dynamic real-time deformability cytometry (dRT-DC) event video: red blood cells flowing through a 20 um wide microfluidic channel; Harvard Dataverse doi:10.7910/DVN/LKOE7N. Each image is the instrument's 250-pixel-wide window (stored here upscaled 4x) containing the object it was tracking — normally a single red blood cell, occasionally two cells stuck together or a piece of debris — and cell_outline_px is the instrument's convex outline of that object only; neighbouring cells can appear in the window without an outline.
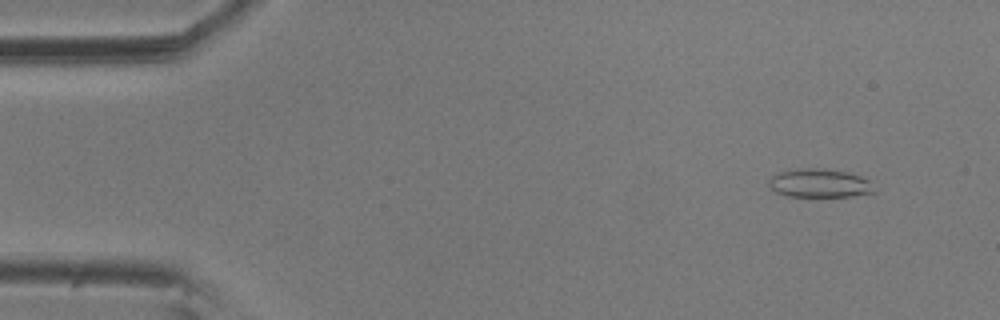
{"species": "common noctule bat (a hibernating species)", "species_latin": "Nyctalus noctula", "temperature_condition": "room temperature", "stored_images_in_passage": 4, "camera_frame_rate_fps": 3000, "um_per_image_px": 0.085, "animal": {"sex": "male", "body_mass_g": 20.5, "forearm_length_mm": 52.5}, "frame": {"image": 1, "passage_image": 1, "time_ms": 0.0, "image_size_px": [1000, 320], "cell_outline_px": [[876, 192], [852, 196], [788, 196], [776, 192], [768, 184], [768, 180], [772, 176], [780, 172], [796, 168], [824, 168], [848, 172], [860, 176], [868, 180]], "centroid_in_image_um": [69.65, 15.56], "position_along_channel_um": 15.4, "area_um2": 17.51}}